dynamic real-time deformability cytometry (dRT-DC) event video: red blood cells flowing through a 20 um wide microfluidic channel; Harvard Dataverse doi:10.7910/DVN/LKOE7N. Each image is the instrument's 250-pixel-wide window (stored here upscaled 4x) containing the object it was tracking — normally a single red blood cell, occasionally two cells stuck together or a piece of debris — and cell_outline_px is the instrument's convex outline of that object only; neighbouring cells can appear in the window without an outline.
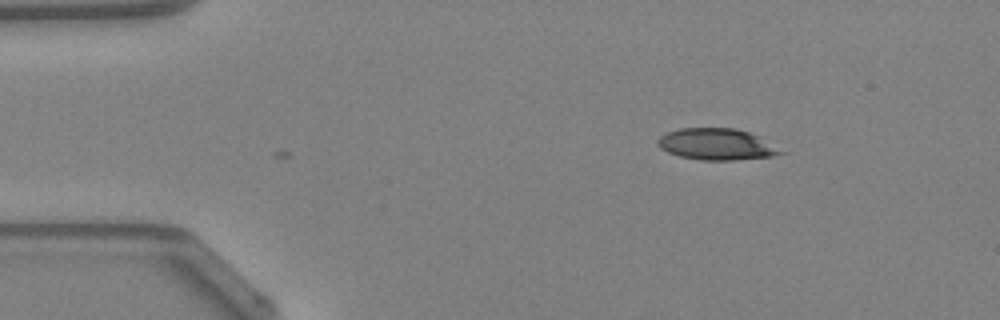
{"species": "Egyptian fruit bat (a non-hibernating species)", "species_latin": "Rousettus aegyptiacus", "temperature_condition": "warm", "stored_images_in_passage": 3, "camera_frame_rate_fps": 3000, "um_per_image_px": 0.085, "animal": {"sex": "female"}, "frame": {"image": 1, "passage_image": 3, "time_ms": 0.667, "image_size_px": [1000, 320], "cell_outline_px": [[788, 152], [772, 156], [736, 160], [700, 160], [680, 156], [668, 152], [660, 148], [656, 144], [656, 140], [660, 136], [668, 132], [680, 128], [736, 128], [748, 132]], "centroid_in_image_um": [60.89, 12.27], "position_along_channel_um": 24.1, "area_um2": 22.48}}